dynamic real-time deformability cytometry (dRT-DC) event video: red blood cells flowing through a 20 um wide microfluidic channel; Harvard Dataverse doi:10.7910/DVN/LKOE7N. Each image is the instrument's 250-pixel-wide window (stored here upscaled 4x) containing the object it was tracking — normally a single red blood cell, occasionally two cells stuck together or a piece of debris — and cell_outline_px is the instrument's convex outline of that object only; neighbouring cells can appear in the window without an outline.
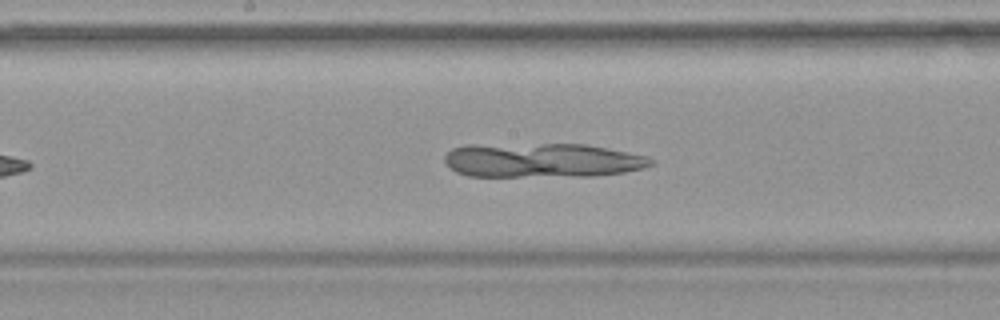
{"species": "common noctule bat (a hibernating species)", "species_latin": "Nyctalus noctula", "temperature_condition": "warm", "stored_images_in_passage": 36, "camera_frame_rate_fps": 3000, "um_per_image_px": 0.085, "animal": {"sex": "female", "body_mass_g": 19.9}, "frame": {"image": 1, "passage_image": 16, "time_ms": 5.0, "image_size_px": [1000, 320], "cell_outline_px": [[656, 164], [644, 168], [624, 172], [592, 176], [468, 176], [456, 172], [444, 160], [444, 156], [452, 148], [464, 144], [584, 144], [648, 156], [656, 160]], "centroid_in_image_um": [46.1, 13.62], "position_along_channel_um": 202.1, "area_um2": 41.56}}
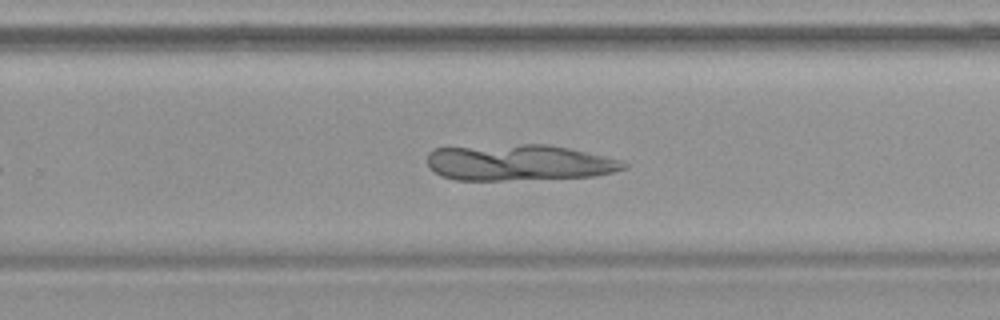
{"frame": {"image": 2, "passage_image": 22, "time_ms": 7.0, "image_size_px": [1000, 320], "cell_outline_px": [[628, 168], [596, 176], [500, 180], [456, 180], [440, 176], [428, 168], [428, 152], [432, 148], [520, 144], [552, 144], [624, 160], [628, 164]], "centroid_in_image_um": [44.12, 13.81], "position_along_channel_um": 285.7, "area_um2": 41.73}}